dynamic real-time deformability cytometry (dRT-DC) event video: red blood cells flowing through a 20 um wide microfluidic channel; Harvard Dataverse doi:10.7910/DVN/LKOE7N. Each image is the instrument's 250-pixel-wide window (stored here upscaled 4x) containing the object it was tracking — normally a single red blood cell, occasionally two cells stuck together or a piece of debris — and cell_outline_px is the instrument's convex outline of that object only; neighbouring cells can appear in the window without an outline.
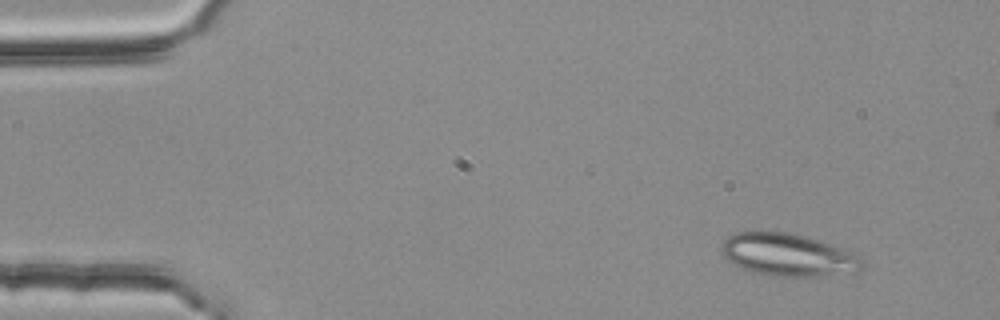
{"species": "common noctule bat (a hibernating species)", "species_latin": "Nyctalus noctula", "temperature_condition": "room temperature", "stored_images_in_passage": 4, "camera_frame_rate_fps": 3000, "um_per_image_px": 0.085, "animal": {"sex": "female", "body_mass_g": 25.1}, "frame": {"image": 1, "passage_image": 1, "time_ms": 0.0, "image_size_px": [1000, 320], "cell_outline_px": [[864, 268], [860, 272], [808, 276], [768, 276], [740, 268], [728, 260], [724, 256], [720, 248], [724, 240], [728, 236], [736, 232], [788, 232], [820, 240], [856, 252]], "centroid_in_image_um": [67.0, 21.66], "position_along_channel_um": 18.0, "area_um2": 34.97}}